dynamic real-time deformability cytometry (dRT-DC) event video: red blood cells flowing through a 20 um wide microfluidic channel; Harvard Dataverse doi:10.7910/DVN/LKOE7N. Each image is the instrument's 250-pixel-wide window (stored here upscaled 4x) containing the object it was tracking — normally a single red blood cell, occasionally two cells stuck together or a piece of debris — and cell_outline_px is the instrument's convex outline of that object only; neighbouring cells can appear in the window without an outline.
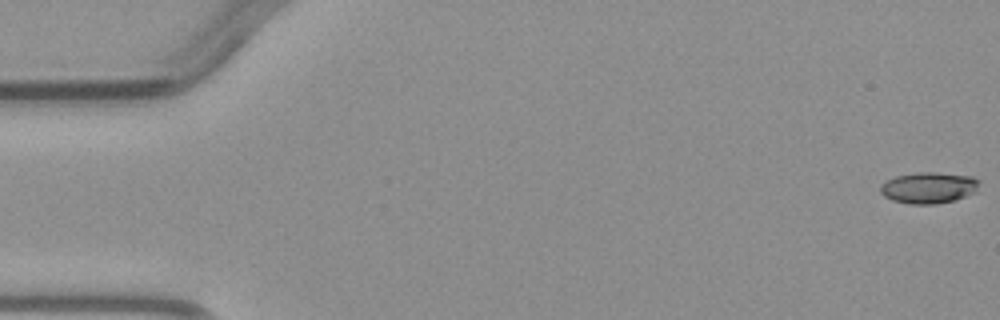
{"species": "common noctule bat (a hibernating species)", "species_latin": "Nyctalus noctula", "temperature_condition": "warm", "stored_images_in_passage": 5, "camera_frame_rate_fps": 3000, "um_per_image_px": 0.085, "animal": {"sex": "male", "body_mass_g": 23.1, "forearm_length_mm": 52.7}, "frame": {"image": 1, "passage_image": 5, "time_ms": 4.667, "image_size_px": [1000, 320], "cell_outline_px": [[980, 180], [976, 192], [956, 200], [936, 204], [908, 204], [892, 200], [884, 196], [880, 192], [880, 184], [896, 176], [920, 172], [936, 172], [972, 176]], "centroid_in_image_um": [78.95, 15.96], "position_along_channel_um": 6.0, "area_um2": 18.15}}